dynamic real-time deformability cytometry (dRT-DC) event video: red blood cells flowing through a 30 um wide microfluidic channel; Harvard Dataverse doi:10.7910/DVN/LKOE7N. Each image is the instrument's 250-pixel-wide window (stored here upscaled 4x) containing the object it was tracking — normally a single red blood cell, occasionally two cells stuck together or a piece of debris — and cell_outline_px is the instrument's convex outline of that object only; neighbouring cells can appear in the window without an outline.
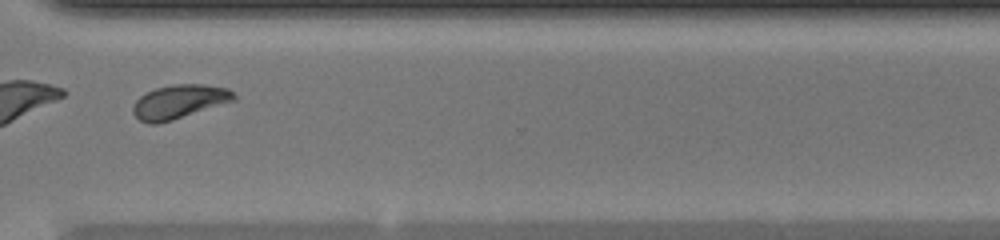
{"species": "common noctule bat (a hibernating species)", "species_latin": "Nyctalus noctula", "temperature_condition": "warm", "stored_images_in_passage": 40, "camera_frame_rate_fps": 3000, "um_per_image_px": 0.085, "animal": {"sex": "female", "body_mass_g": 20.0, "forearm_length_mm": 54.0}, "frame": {"image": 1, "passage_image": 29, "time_ms": 9.333, "image_size_px": [1000, 240], "cell_outline_px": [[236, 100], [172, 120], [156, 124], [148, 124], [140, 120], [132, 112], [132, 108], [136, 100], [140, 96], [156, 88], [172, 84], [204, 84], [228, 88], [236, 96]], "centroid_in_image_um": [15.23, 8.64], "position_along_channel_um": 355.4, "area_um2": 19.83}, "authors_computed_cell_mechanics": {"area_um2": 19.2185, "velocity_mm_per_s": 4.222, "shape_relaxation_time_tau1_ms": 2.7295, "shape_relaxation_time_tau2_ms": 1.7753, "deformation_change_tau1": 0.1428, "deformation_change_tau2": 0.0617}}